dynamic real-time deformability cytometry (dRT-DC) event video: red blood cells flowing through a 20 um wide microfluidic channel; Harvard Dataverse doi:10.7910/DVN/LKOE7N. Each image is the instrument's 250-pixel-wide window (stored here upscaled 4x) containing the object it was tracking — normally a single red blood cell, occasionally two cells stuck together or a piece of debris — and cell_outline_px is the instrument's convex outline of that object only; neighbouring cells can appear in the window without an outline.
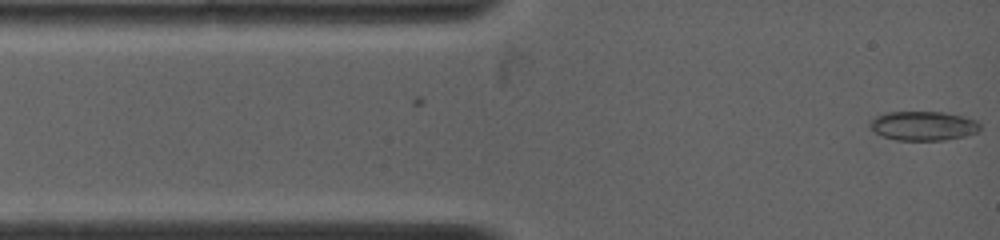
{"species": "common noctule bat (a hibernating species)", "species_latin": "Nyctalus noctula", "temperature_condition": "warm", "stored_images_in_passage": 36, "camera_frame_rate_fps": 4500, "um_per_image_px": 0.085, "animal": {"sex": "female", "body_mass_g": 19.0, "forearm_length_mm": 53.3}, "frame": {"image": 1, "passage_image": 1, "time_ms": 0.0, "image_size_px": [1000, 240], "cell_outline_px": [[980, 128], [976, 132], [964, 136], [944, 140], [896, 140], [880, 136], [868, 124], [876, 116], [884, 112], [944, 112], [964, 116], [976, 120], [980, 124]], "centroid_in_image_um": [78.47, 10.69], "position_along_channel_um": 6.5, "area_um2": 18.79}}
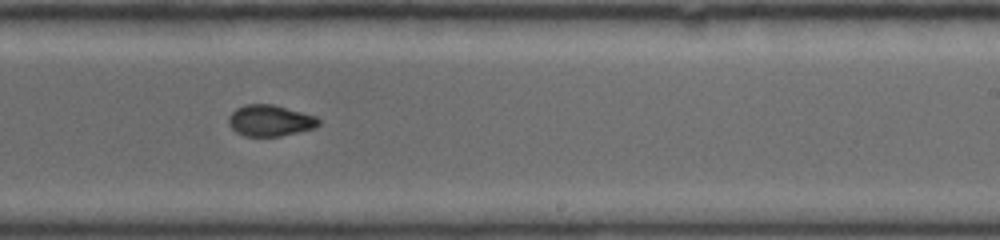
{"frame": {"image": 2, "passage_image": 15, "time_ms": 7.778, "image_size_px": [1000, 240], "cell_outline_px": [[320, 124], [312, 128], [280, 136], [244, 136], [236, 132], [232, 128], [228, 120], [232, 112], [236, 108], [244, 104], [272, 104], [316, 116], [320, 120]], "centroid_in_image_um": [22.94, 10.24], "position_along_channel_um": 266.1, "area_um2": 16.18}}
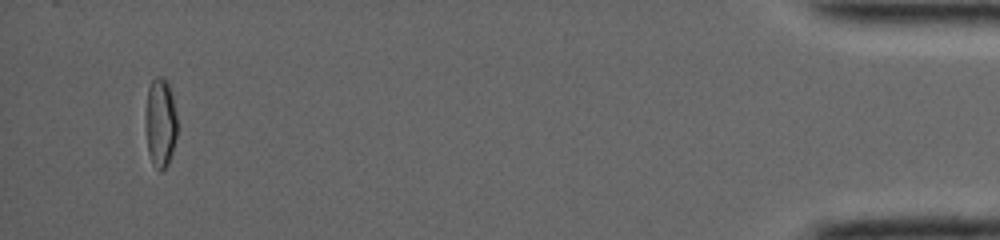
{"frame": {"image": 3, "passage_image": 32, "time_ms": 14.667, "image_size_px": [1000, 240], "cell_outline_px": [[176, 136], [172, 152], [168, 164], [160, 172], [152, 164], [148, 152], [144, 116], [148, 88], [152, 80], [156, 76], [160, 76], [168, 80], [172, 96], [176, 116]], "centroid_in_image_um": [13.61, 10.41], "position_along_channel_um": 421.6, "area_um2": 16.65}, "authors_computed_cell_mechanics": {"area_um2": 16.3285, "velocity_mm_per_s": 3.9328, "shape_relaxation_time_tau1_ms": 8.6845, "shape_relaxation_time_tau2_ms": null, "deformation_change_tau1": 0.1725, "deformation_change_tau2": null}}